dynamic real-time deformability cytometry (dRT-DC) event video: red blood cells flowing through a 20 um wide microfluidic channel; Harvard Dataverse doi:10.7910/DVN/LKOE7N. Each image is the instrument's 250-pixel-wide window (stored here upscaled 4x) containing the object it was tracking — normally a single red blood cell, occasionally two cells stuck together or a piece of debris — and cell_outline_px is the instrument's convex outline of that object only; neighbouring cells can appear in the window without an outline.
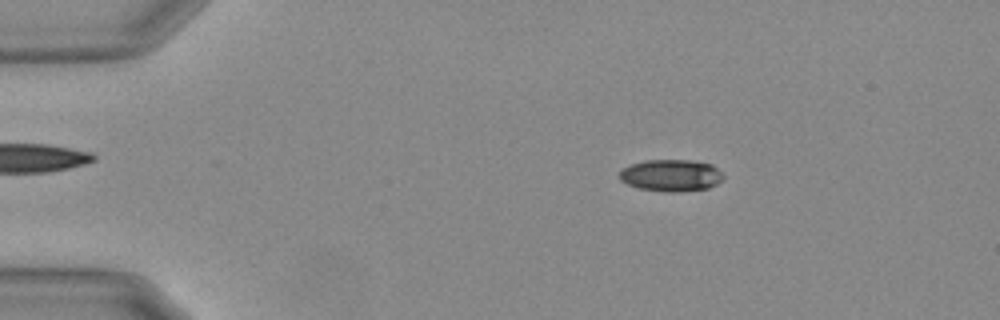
{"species": "Egyptian fruit bat (a non-hibernating species)", "species_latin": "Rousettus aegyptiacus", "temperature_condition": "warm", "stored_images_in_passage": 56, "camera_frame_rate_fps": 3000, "um_per_image_px": 0.085, "animal": {"sex": "female"}, "frame": {"image": 1, "passage_image": 10, "time_ms": 3.0, "image_size_px": [1000, 320], "cell_outline_px": [[724, 180], [708, 188], [680, 192], [668, 192], [640, 188], [628, 184], [620, 180], [620, 172], [624, 168], [632, 164], [644, 160], [688, 160], [712, 164], [724, 176]], "centroid_in_image_um": [57.07, 14.91], "position_along_channel_um": 27.9, "area_um2": 19.19}}
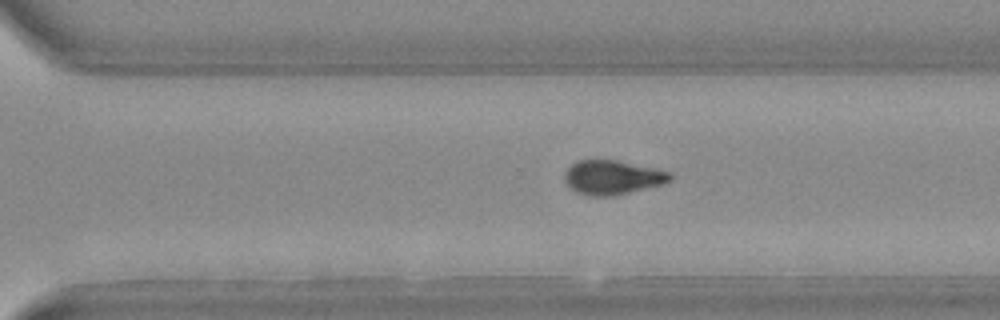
{"frame": {"image": 2, "passage_image": 39, "time_ms": 12.667, "image_size_px": [1000, 320], "cell_outline_px": [[672, 180], [664, 184], [612, 196], [588, 196], [576, 192], [564, 180], [564, 172], [576, 160], [616, 160], [672, 172]], "centroid_in_image_um": [52.06, 15.08], "position_along_channel_um": 318.5, "area_um2": 21.04}}
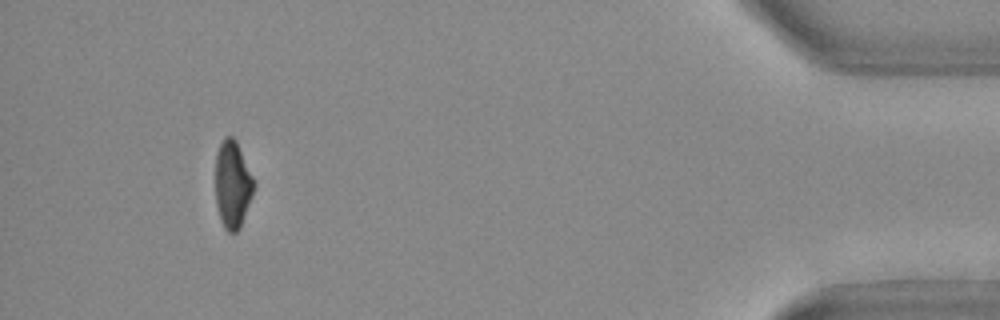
{"frame": {"image": 3, "passage_image": 52, "time_ms": 17.0, "image_size_px": [1000, 320], "cell_outline_px": [[256, 184], [240, 228], [236, 232], [228, 232], [224, 228], [220, 220], [216, 204], [216, 152], [224, 136], [232, 136], [236, 140]], "centroid_in_image_um": [19.76, 15.68], "position_along_channel_um": 415.4, "area_um2": 19.54}, "authors_computed_cell_mechanics": {"area_um2": 20.23, "velocity_mm_per_s": 3.7188, "shape_relaxation_time_tau1_ms": 6.7967, "shape_relaxation_time_tau2_ms": 4.6641, "deformation_change_tau1": 0.1997, "deformation_change_tau2": 0.1099}}